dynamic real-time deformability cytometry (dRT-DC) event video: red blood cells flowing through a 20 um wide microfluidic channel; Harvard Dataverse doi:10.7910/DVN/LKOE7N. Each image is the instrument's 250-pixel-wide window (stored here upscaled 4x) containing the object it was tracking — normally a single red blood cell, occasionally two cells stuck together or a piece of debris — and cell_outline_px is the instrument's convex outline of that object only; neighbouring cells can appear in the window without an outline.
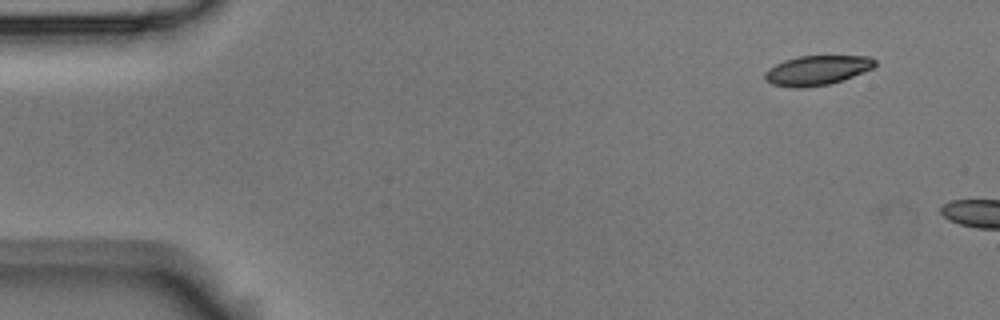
{"species": "Egyptian fruit bat (a non-hibernating species)", "species_latin": "Rousettus aegyptiacus", "temperature_condition": "room temperature", "stored_images_in_passage": 2, "camera_frame_rate_fps": 3000, "um_per_image_px": 0.085, "animal": {"sex": "male"}, "frame": {"image": 1, "passage_image": 1, "time_ms": 0.0, "image_size_px": [1000, 320], "cell_outline_px": [[876, 64], [872, 68], [852, 76], [828, 84], [804, 88], [796, 88], [772, 84], [764, 76], [764, 72], [768, 68], [784, 60], [800, 56], [868, 56], [876, 60]], "centroid_in_image_um": [69.42, 5.97], "position_along_channel_um": 15.6, "area_um2": 18.73}}